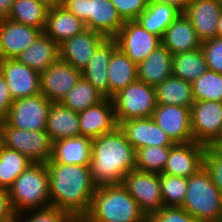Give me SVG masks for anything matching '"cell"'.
<instances>
[{"instance_id":"cell-1","label":"cell","mask_w":222,"mask_h":222,"mask_svg":"<svg viewBox=\"0 0 222 222\" xmlns=\"http://www.w3.org/2000/svg\"><path fill=\"white\" fill-rule=\"evenodd\" d=\"M51 206L67 211L75 220L89 212L97 185L89 165L47 162Z\"/></svg>"},{"instance_id":"cell-2","label":"cell","mask_w":222,"mask_h":222,"mask_svg":"<svg viewBox=\"0 0 222 222\" xmlns=\"http://www.w3.org/2000/svg\"><path fill=\"white\" fill-rule=\"evenodd\" d=\"M136 151L118 126L114 131L92 140L90 171L93 182L122 184L124 177L136 168Z\"/></svg>"},{"instance_id":"cell-3","label":"cell","mask_w":222,"mask_h":222,"mask_svg":"<svg viewBox=\"0 0 222 222\" xmlns=\"http://www.w3.org/2000/svg\"><path fill=\"white\" fill-rule=\"evenodd\" d=\"M146 215L122 184H104L95 189L89 212L82 222H142Z\"/></svg>"},{"instance_id":"cell-4","label":"cell","mask_w":222,"mask_h":222,"mask_svg":"<svg viewBox=\"0 0 222 222\" xmlns=\"http://www.w3.org/2000/svg\"><path fill=\"white\" fill-rule=\"evenodd\" d=\"M10 205L15 214L51 206L46 163H33L8 189Z\"/></svg>"},{"instance_id":"cell-5","label":"cell","mask_w":222,"mask_h":222,"mask_svg":"<svg viewBox=\"0 0 222 222\" xmlns=\"http://www.w3.org/2000/svg\"><path fill=\"white\" fill-rule=\"evenodd\" d=\"M181 207L199 222L222 219L221 193L204 166L187 178V192Z\"/></svg>"},{"instance_id":"cell-6","label":"cell","mask_w":222,"mask_h":222,"mask_svg":"<svg viewBox=\"0 0 222 222\" xmlns=\"http://www.w3.org/2000/svg\"><path fill=\"white\" fill-rule=\"evenodd\" d=\"M62 6L81 19L86 29L106 38H113L125 22L111 0H63Z\"/></svg>"},{"instance_id":"cell-7","label":"cell","mask_w":222,"mask_h":222,"mask_svg":"<svg viewBox=\"0 0 222 222\" xmlns=\"http://www.w3.org/2000/svg\"><path fill=\"white\" fill-rule=\"evenodd\" d=\"M118 125L127 120L149 118L156 107V88L140 80L112 97Z\"/></svg>"},{"instance_id":"cell-8","label":"cell","mask_w":222,"mask_h":222,"mask_svg":"<svg viewBox=\"0 0 222 222\" xmlns=\"http://www.w3.org/2000/svg\"><path fill=\"white\" fill-rule=\"evenodd\" d=\"M2 145L16 150L34 163H47L53 156L54 142L46 130L28 131L0 122Z\"/></svg>"},{"instance_id":"cell-9","label":"cell","mask_w":222,"mask_h":222,"mask_svg":"<svg viewBox=\"0 0 222 222\" xmlns=\"http://www.w3.org/2000/svg\"><path fill=\"white\" fill-rule=\"evenodd\" d=\"M122 185L146 217H150L164 206L159 173L134 169L124 177Z\"/></svg>"},{"instance_id":"cell-10","label":"cell","mask_w":222,"mask_h":222,"mask_svg":"<svg viewBox=\"0 0 222 222\" xmlns=\"http://www.w3.org/2000/svg\"><path fill=\"white\" fill-rule=\"evenodd\" d=\"M113 38L117 47L136 65L161 45V38L148 32L137 20L125 21Z\"/></svg>"},{"instance_id":"cell-11","label":"cell","mask_w":222,"mask_h":222,"mask_svg":"<svg viewBox=\"0 0 222 222\" xmlns=\"http://www.w3.org/2000/svg\"><path fill=\"white\" fill-rule=\"evenodd\" d=\"M190 117L194 141L212 146L222 132V102L195 101L190 108Z\"/></svg>"},{"instance_id":"cell-12","label":"cell","mask_w":222,"mask_h":222,"mask_svg":"<svg viewBox=\"0 0 222 222\" xmlns=\"http://www.w3.org/2000/svg\"><path fill=\"white\" fill-rule=\"evenodd\" d=\"M50 105L51 102L41 93L13 100L5 122L17 129L46 130Z\"/></svg>"},{"instance_id":"cell-13","label":"cell","mask_w":222,"mask_h":222,"mask_svg":"<svg viewBox=\"0 0 222 222\" xmlns=\"http://www.w3.org/2000/svg\"><path fill=\"white\" fill-rule=\"evenodd\" d=\"M81 76L80 70L58 58L40 73V93L51 103L61 102Z\"/></svg>"},{"instance_id":"cell-14","label":"cell","mask_w":222,"mask_h":222,"mask_svg":"<svg viewBox=\"0 0 222 222\" xmlns=\"http://www.w3.org/2000/svg\"><path fill=\"white\" fill-rule=\"evenodd\" d=\"M151 118L174 143L194 141L191 132L190 108L178 105L156 104Z\"/></svg>"},{"instance_id":"cell-15","label":"cell","mask_w":222,"mask_h":222,"mask_svg":"<svg viewBox=\"0 0 222 222\" xmlns=\"http://www.w3.org/2000/svg\"><path fill=\"white\" fill-rule=\"evenodd\" d=\"M0 71L12 100L40 94V73L17 59L0 60Z\"/></svg>"},{"instance_id":"cell-16","label":"cell","mask_w":222,"mask_h":222,"mask_svg":"<svg viewBox=\"0 0 222 222\" xmlns=\"http://www.w3.org/2000/svg\"><path fill=\"white\" fill-rule=\"evenodd\" d=\"M41 33L36 27L0 19V60L16 59Z\"/></svg>"},{"instance_id":"cell-17","label":"cell","mask_w":222,"mask_h":222,"mask_svg":"<svg viewBox=\"0 0 222 222\" xmlns=\"http://www.w3.org/2000/svg\"><path fill=\"white\" fill-rule=\"evenodd\" d=\"M206 146L195 141L175 143L168 154L162 173L189 178L203 167V155Z\"/></svg>"},{"instance_id":"cell-18","label":"cell","mask_w":222,"mask_h":222,"mask_svg":"<svg viewBox=\"0 0 222 222\" xmlns=\"http://www.w3.org/2000/svg\"><path fill=\"white\" fill-rule=\"evenodd\" d=\"M105 38L99 32L85 29L59 45V58L82 71L89 64L95 49Z\"/></svg>"},{"instance_id":"cell-19","label":"cell","mask_w":222,"mask_h":222,"mask_svg":"<svg viewBox=\"0 0 222 222\" xmlns=\"http://www.w3.org/2000/svg\"><path fill=\"white\" fill-rule=\"evenodd\" d=\"M81 136L91 139L114 131L116 121L112 98H104L99 103L78 113Z\"/></svg>"},{"instance_id":"cell-20","label":"cell","mask_w":222,"mask_h":222,"mask_svg":"<svg viewBox=\"0 0 222 222\" xmlns=\"http://www.w3.org/2000/svg\"><path fill=\"white\" fill-rule=\"evenodd\" d=\"M119 127L135 151L146 146H173L175 144L151 117L123 121Z\"/></svg>"},{"instance_id":"cell-21","label":"cell","mask_w":222,"mask_h":222,"mask_svg":"<svg viewBox=\"0 0 222 222\" xmlns=\"http://www.w3.org/2000/svg\"><path fill=\"white\" fill-rule=\"evenodd\" d=\"M222 3L219 0H193L183 12L201 41L216 37Z\"/></svg>"},{"instance_id":"cell-22","label":"cell","mask_w":222,"mask_h":222,"mask_svg":"<svg viewBox=\"0 0 222 222\" xmlns=\"http://www.w3.org/2000/svg\"><path fill=\"white\" fill-rule=\"evenodd\" d=\"M117 48L114 38H105L95 49L89 64L81 75L105 98H109L108 66Z\"/></svg>"},{"instance_id":"cell-23","label":"cell","mask_w":222,"mask_h":222,"mask_svg":"<svg viewBox=\"0 0 222 222\" xmlns=\"http://www.w3.org/2000/svg\"><path fill=\"white\" fill-rule=\"evenodd\" d=\"M86 29L84 22L64 6H50L44 33L58 45Z\"/></svg>"},{"instance_id":"cell-24","label":"cell","mask_w":222,"mask_h":222,"mask_svg":"<svg viewBox=\"0 0 222 222\" xmlns=\"http://www.w3.org/2000/svg\"><path fill=\"white\" fill-rule=\"evenodd\" d=\"M202 41L198 38L191 22L181 13L166 29L161 38L164 45L172 55L193 51L201 48Z\"/></svg>"},{"instance_id":"cell-25","label":"cell","mask_w":222,"mask_h":222,"mask_svg":"<svg viewBox=\"0 0 222 222\" xmlns=\"http://www.w3.org/2000/svg\"><path fill=\"white\" fill-rule=\"evenodd\" d=\"M172 53L159 45L143 62L137 65V79L156 87L172 76Z\"/></svg>"},{"instance_id":"cell-26","label":"cell","mask_w":222,"mask_h":222,"mask_svg":"<svg viewBox=\"0 0 222 222\" xmlns=\"http://www.w3.org/2000/svg\"><path fill=\"white\" fill-rule=\"evenodd\" d=\"M46 132L53 142L81 136L78 112L60 102L51 103L46 120Z\"/></svg>"},{"instance_id":"cell-27","label":"cell","mask_w":222,"mask_h":222,"mask_svg":"<svg viewBox=\"0 0 222 222\" xmlns=\"http://www.w3.org/2000/svg\"><path fill=\"white\" fill-rule=\"evenodd\" d=\"M59 58V45L42 32L16 58L20 63L41 73Z\"/></svg>"},{"instance_id":"cell-28","label":"cell","mask_w":222,"mask_h":222,"mask_svg":"<svg viewBox=\"0 0 222 222\" xmlns=\"http://www.w3.org/2000/svg\"><path fill=\"white\" fill-rule=\"evenodd\" d=\"M92 140L86 136H77L55 141L53 156L48 162L90 165Z\"/></svg>"},{"instance_id":"cell-29","label":"cell","mask_w":222,"mask_h":222,"mask_svg":"<svg viewBox=\"0 0 222 222\" xmlns=\"http://www.w3.org/2000/svg\"><path fill=\"white\" fill-rule=\"evenodd\" d=\"M136 80L137 65L117 47L108 66L109 98Z\"/></svg>"},{"instance_id":"cell-30","label":"cell","mask_w":222,"mask_h":222,"mask_svg":"<svg viewBox=\"0 0 222 222\" xmlns=\"http://www.w3.org/2000/svg\"><path fill=\"white\" fill-rule=\"evenodd\" d=\"M156 104L178 105L191 108L194 98L190 82L170 76L156 87Z\"/></svg>"},{"instance_id":"cell-31","label":"cell","mask_w":222,"mask_h":222,"mask_svg":"<svg viewBox=\"0 0 222 222\" xmlns=\"http://www.w3.org/2000/svg\"><path fill=\"white\" fill-rule=\"evenodd\" d=\"M180 14L174 6L148 2L146 10L136 20L148 32L162 38L166 29Z\"/></svg>"},{"instance_id":"cell-32","label":"cell","mask_w":222,"mask_h":222,"mask_svg":"<svg viewBox=\"0 0 222 222\" xmlns=\"http://www.w3.org/2000/svg\"><path fill=\"white\" fill-rule=\"evenodd\" d=\"M49 7L41 0H14L7 18L44 32Z\"/></svg>"},{"instance_id":"cell-33","label":"cell","mask_w":222,"mask_h":222,"mask_svg":"<svg viewBox=\"0 0 222 222\" xmlns=\"http://www.w3.org/2000/svg\"><path fill=\"white\" fill-rule=\"evenodd\" d=\"M207 70L204 53L201 48L173 55V76L192 83Z\"/></svg>"},{"instance_id":"cell-34","label":"cell","mask_w":222,"mask_h":222,"mask_svg":"<svg viewBox=\"0 0 222 222\" xmlns=\"http://www.w3.org/2000/svg\"><path fill=\"white\" fill-rule=\"evenodd\" d=\"M32 162L28 157L9 149L3 145L0 146V188L8 190L25 171Z\"/></svg>"},{"instance_id":"cell-35","label":"cell","mask_w":222,"mask_h":222,"mask_svg":"<svg viewBox=\"0 0 222 222\" xmlns=\"http://www.w3.org/2000/svg\"><path fill=\"white\" fill-rule=\"evenodd\" d=\"M104 98L100 92L81 76L76 85L67 93L60 103L79 113L99 103Z\"/></svg>"},{"instance_id":"cell-36","label":"cell","mask_w":222,"mask_h":222,"mask_svg":"<svg viewBox=\"0 0 222 222\" xmlns=\"http://www.w3.org/2000/svg\"><path fill=\"white\" fill-rule=\"evenodd\" d=\"M191 86L194 101L222 102V74L207 69Z\"/></svg>"},{"instance_id":"cell-37","label":"cell","mask_w":222,"mask_h":222,"mask_svg":"<svg viewBox=\"0 0 222 222\" xmlns=\"http://www.w3.org/2000/svg\"><path fill=\"white\" fill-rule=\"evenodd\" d=\"M172 146H146L136 150V170L162 173Z\"/></svg>"},{"instance_id":"cell-38","label":"cell","mask_w":222,"mask_h":222,"mask_svg":"<svg viewBox=\"0 0 222 222\" xmlns=\"http://www.w3.org/2000/svg\"><path fill=\"white\" fill-rule=\"evenodd\" d=\"M164 206H182L187 192V178L160 173Z\"/></svg>"},{"instance_id":"cell-39","label":"cell","mask_w":222,"mask_h":222,"mask_svg":"<svg viewBox=\"0 0 222 222\" xmlns=\"http://www.w3.org/2000/svg\"><path fill=\"white\" fill-rule=\"evenodd\" d=\"M203 166L209 172L212 182L222 196V150L214 146H206Z\"/></svg>"},{"instance_id":"cell-40","label":"cell","mask_w":222,"mask_h":222,"mask_svg":"<svg viewBox=\"0 0 222 222\" xmlns=\"http://www.w3.org/2000/svg\"><path fill=\"white\" fill-rule=\"evenodd\" d=\"M32 211V215L26 218L25 222H75L76 220L65 210L59 209L55 206H49L42 209L27 210ZM20 215L18 213L14 215L15 222H19ZM23 222V221H21Z\"/></svg>"},{"instance_id":"cell-41","label":"cell","mask_w":222,"mask_h":222,"mask_svg":"<svg viewBox=\"0 0 222 222\" xmlns=\"http://www.w3.org/2000/svg\"><path fill=\"white\" fill-rule=\"evenodd\" d=\"M201 49L205 56L207 69L222 74V38L216 36L202 41Z\"/></svg>"},{"instance_id":"cell-42","label":"cell","mask_w":222,"mask_h":222,"mask_svg":"<svg viewBox=\"0 0 222 222\" xmlns=\"http://www.w3.org/2000/svg\"><path fill=\"white\" fill-rule=\"evenodd\" d=\"M150 218L153 222H199L181 206H163Z\"/></svg>"},{"instance_id":"cell-43","label":"cell","mask_w":222,"mask_h":222,"mask_svg":"<svg viewBox=\"0 0 222 222\" xmlns=\"http://www.w3.org/2000/svg\"><path fill=\"white\" fill-rule=\"evenodd\" d=\"M124 21L136 20L147 7V0H111Z\"/></svg>"},{"instance_id":"cell-44","label":"cell","mask_w":222,"mask_h":222,"mask_svg":"<svg viewBox=\"0 0 222 222\" xmlns=\"http://www.w3.org/2000/svg\"><path fill=\"white\" fill-rule=\"evenodd\" d=\"M12 101L5 77L0 71V122L6 120Z\"/></svg>"},{"instance_id":"cell-45","label":"cell","mask_w":222,"mask_h":222,"mask_svg":"<svg viewBox=\"0 0 222 222\" xmlns=\"http://www.w3.org/2000/svg\"><path fill=\"white\" fill-rule=\"evenodd\" d=\"M15 213L10 205L8 190L0 188V222L14 219Z\"/></svg>"},{"instance_id":"cell-46","label":"cell","mask_w":222,"mask_h":222,"mask_svg":"<svg viewBox=\"0 0 222 222\" xmlns=\"http://www.w3.org/2000/svg\"><path fill=\"white\" fill-rule=\"evenodd\" d=\"M193 0H147V2H154V3H163L167 5L174 6L177 10L183 13L189 4Z\"/></svg>"},{"instance_id":"cell-47","label":"cell","mask_w":222,"mask_h":222,"mask_svg":"<svg viewBox=\"0 0 222 222\" xmlns=\"http://www.w3.org/2000/svg\"><path fill=\"white\" fill-rule=\"evenodd\" d=\"M14 0H0V18H7L11 12Z\"/></svg>"},{"instance_id":"cell-48","label":"cell","mask_w":222,"mask_h":222,"mask_svg":"<svg viewBox=\"0 0 222 222\" xmlns=\"http://www.w3.org/2000/svg\"><path fill=\"white\" fill-rule=\"evenodd\" d=\"M216 36L222 38V11L219 16Z\"/></svg>"},{"instance_id":"cell-49","label":"cell","mask_w":222,"mask_h":222,"mask_svg":"<svg viewBox=\"0 0 222 222\" xmlns=\"http://www.w3.org/2000/svg\"><path fill=\"white\" fill-rule=\"evenodd\" d=\"M44 1L48 6L62 5L63 0H41Z\"/></svg>"},{"instance_id":"cell-50","label":"cell","mask_w":222,"mask_h":222,"mask_svg":"<svg viewBox=\"0 0 222 222\" xmlns=\"http://www.w3.org/2000/svg\"><path fill=\"white\" fill-rule=\"evenodd\" d=\"M212 146L222 149V132H221L219 139Z\"/></svg>"},{"instance_id":"cell-51","label":"cell","mask_w":222,"mask_h":222,"mask_svg":"<svg viewBox=\"0 0 222 222\" xmlns=\"http://www.w3.org/2000/svg\"><path fill=\"white\" fill-rule=\"evenodd\" d=\"M142 222H153V220L150 217H146Z\"/></svg>"},{"instance_id":"cell-52","label":"cell","mask_w":222,"mask_h":222,"mask_svg":"<svg viewBox=\"0 0 222 222\" xmlns=\"http://www.w3.org/2000/svg\"><path fill=\"white\" fill-rule=\"evenodd\" d=\"M2 145V132H1V127H0V146Z\"/></svg>"},{"instance_id":"cell-53","label":"cell","mask_w":222,"mask_h":222,"mask_svg":"<svg viewBox=\"0 0 222 222\" xmlns=\"http://www.w3.org/2000/svg\"><path fill=\"white\" fill-rule=\"evenodd\" d=\"M8 222H15V218H14V219H12V220H10V221H8Z\"/></svg>"}]
</instances>
